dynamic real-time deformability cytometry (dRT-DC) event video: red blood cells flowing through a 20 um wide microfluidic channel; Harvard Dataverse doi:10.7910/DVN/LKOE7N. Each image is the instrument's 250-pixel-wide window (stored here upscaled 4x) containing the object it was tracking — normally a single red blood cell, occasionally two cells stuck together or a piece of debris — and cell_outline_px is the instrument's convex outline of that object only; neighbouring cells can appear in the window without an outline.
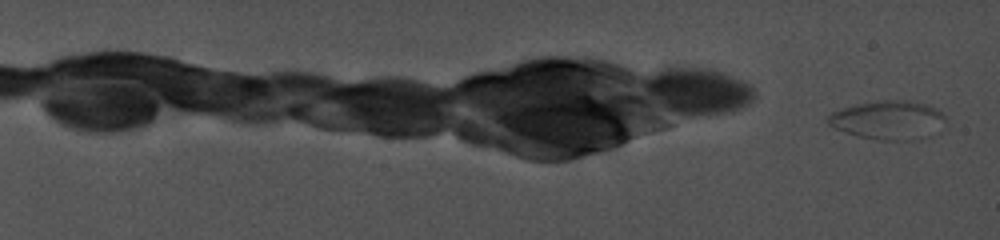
{"species": "common noctule bat (a hibernating species)", "species_latin": "Nyctalus noctula", "temperature_condition": "cold", "stored_images_in_passage": 19, "camera_frame_rate_fps": 5000, "um_per_image_px": 0.085, "animal": {"sex": "female", "body_mass_g": 19.0, "forearm_length_mm": 56.7}, "frame": {"image": 1, "passage_image": 1, "time_ms": 0.0, "image_size_px": [1000, 240], "cell_outline_px": [[944, 116], [896, 140], [880, 140], [860, 136], [836, 128], [828, 124], [828, 116], [832, 112], [840, 108], [856, 104], [876, 100], [908, 100], [928, 104], [936, 108]], "centroid_in_image_um": [75.14, 10.07], "position_along_channel_um": 9.9, "area_um2": 23.58}}
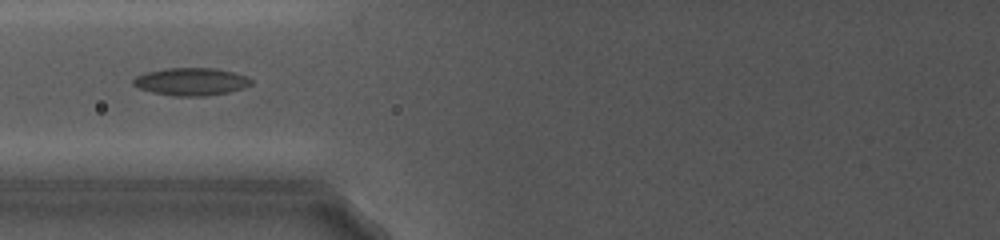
{"frame": {"image": 2, "passage_image": 14, "time_ms": 12.0, "image_size_px": [1000, 240], "cell_outline_px": [[252, 84], [244, 88], [228, 92], [208, 96], [172, 96], [152, 92], [140, 88], [132, 84], [132, 80], [136, 76], [144, 72], [164, 68], [216, 68], [248, 76], [252, 80]], "centroid_in_image_um": [16.24, 6.94], "position_along_channel_um": 109.6, "area_um2": 19.19}}
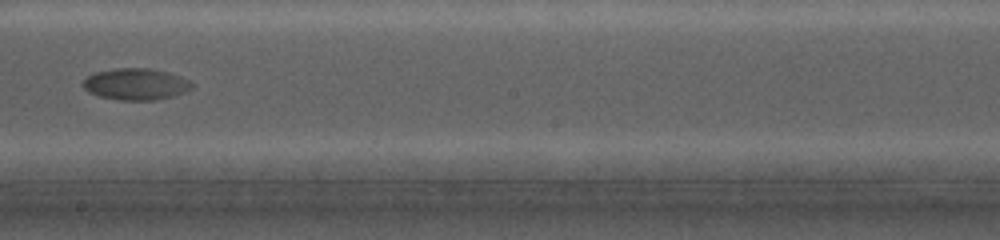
{"frame": {"image": 3, "passage_image": 18, "time_ms": 15.6, "image_size_px": [1000, 240], "cell_outline_px": [[192, 88], [184, 92], [172, 96], [156, 100], [120, 100], [100, 96], [88, 92], [80, 84], [88, 76], [96, 72], [116, 68], [148, 68], [168, 72], [180, 76], [188, 80], [192, 84]], "centroid_in_image_um": [11.52, 7.15], "position_along_channel_um": 236.7, "area_um2": 19.94}}